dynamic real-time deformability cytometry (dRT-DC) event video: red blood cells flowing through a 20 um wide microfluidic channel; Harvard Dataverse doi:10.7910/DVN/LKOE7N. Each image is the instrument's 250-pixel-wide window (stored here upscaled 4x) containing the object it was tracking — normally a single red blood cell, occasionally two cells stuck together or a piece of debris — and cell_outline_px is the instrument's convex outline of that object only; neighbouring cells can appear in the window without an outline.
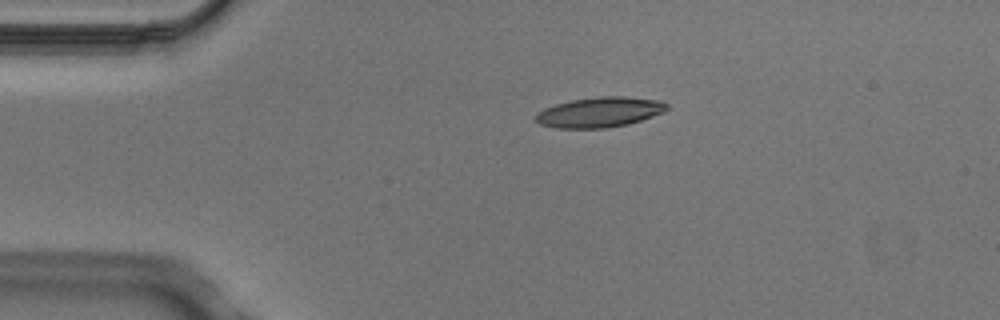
{"species": "Egyptian fruit bat (a non-hibernating species)", "species_latin": "Rousettus aegyptiacus", "temperature_condition": "cold", "stored_images_in_passage": 2, "camera_frame_rate_fps": 3000, "um_per_image_px": 0.085, "animal": {"sex": "male"}, "frame": {"image": 1, "passage_image": 1, "time_ms": 0.0, "image_size_px": [1000, 320], "cell_outline_px": [[668, 108], [664, 112], [628, 124], [604, 128], [556, 128], [540, 124], [536, 120], [536, 116], [544, 108], [556, 104], [572, 100], [600, 96], [624, 96], [660, 100], [668, 104]], "centroid_in_image_um": [51.0, 9.53], "position_along_channel_um": 34.0, "area_um2": 22.89}}